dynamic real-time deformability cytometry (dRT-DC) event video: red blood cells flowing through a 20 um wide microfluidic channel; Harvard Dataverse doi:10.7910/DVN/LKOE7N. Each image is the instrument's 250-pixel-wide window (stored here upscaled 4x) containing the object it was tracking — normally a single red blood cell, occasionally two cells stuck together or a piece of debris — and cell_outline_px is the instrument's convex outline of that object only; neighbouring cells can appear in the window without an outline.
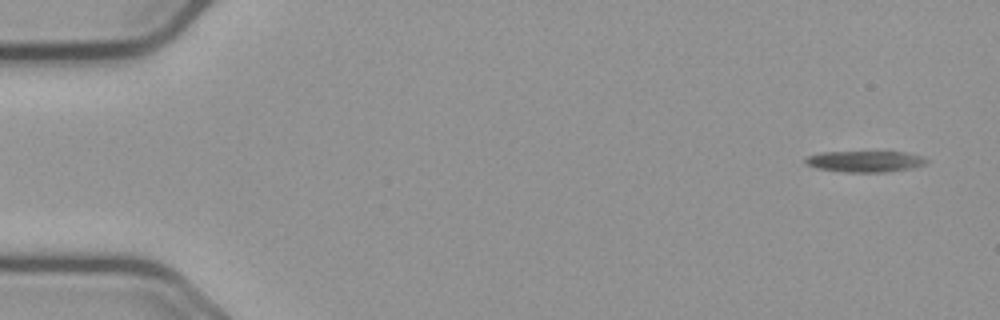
{"species": "common noctule bat (a hibernating species)", "species_latin": "Nyctalus noctula", "temperature_condition": "cold", "stored_images_in_passage": 57, "segment_of_instrument_passage": [1, 2], "camera_frame_rate_fps": 3000, "um_per_image_px": 0.085, "animal": {"sex": "male", "body_mass_g": 23.1, "forearm_length_mm": 52.7}, "frame": {"image": 1, "passage_image": 2, "time_ms": 0.333, "image_size_px": [1000, 320], "cell_outline_px": [[928, 160], [924, 164], [912, 168], [888, 172], [844, 172], [816, 168], [804, 164], [804, 156], [820, 152], [904, 152], [920, 156]], "centroid_in_image_um": [73.44, 13.72], "position_along_channel_um": 11.6, "area_um2": 15.03}}
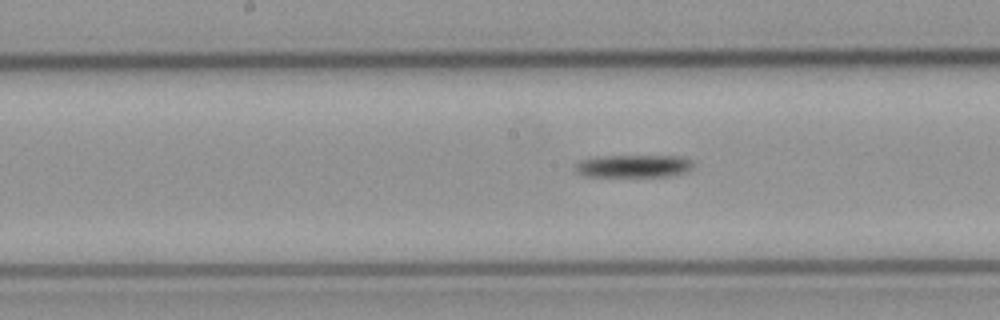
{"frame": {"image": 2, "passage_image": 28, "time_ms": 9.0, "image_size_px": [1000, 320], "cell_outline_px": [[692, 168], [688, 172], [668, 176], [584, 176], [576, 172], [576, 164], [580, 160], [604, 156], [680, 156], [692, 160]], "centroid_in_image_um": [53.89, 14.12], "position_along_channel_um": 194.3, "area_um2": 15.49}}
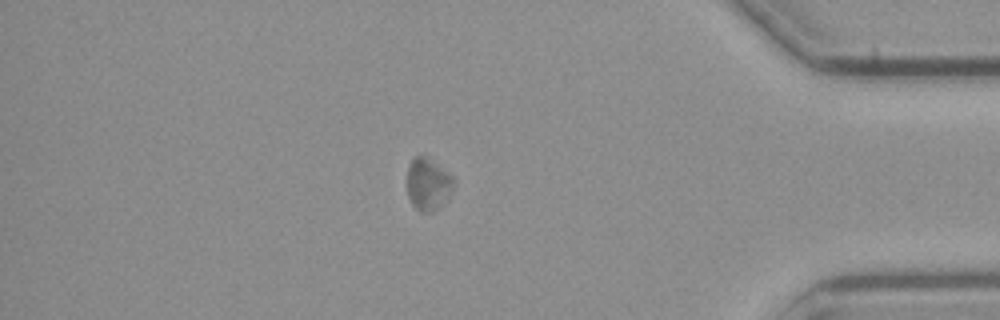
{"frame": {"image": 3, "passage_image": 48, "time_ms": 15.667, "image_size_px": [1000, 320], "cell_outline_px": [[456, 180], [452, 188], [440, 204], [432, 212], [420, 212], [412, 204], [408, 196], [408, 164], [416, 156], [424, 156], [448, 172]], "centroid_in_image_um": [36.36, 15.64], "position_along_channel_um": 398.8, "area_um2": 13.64}}